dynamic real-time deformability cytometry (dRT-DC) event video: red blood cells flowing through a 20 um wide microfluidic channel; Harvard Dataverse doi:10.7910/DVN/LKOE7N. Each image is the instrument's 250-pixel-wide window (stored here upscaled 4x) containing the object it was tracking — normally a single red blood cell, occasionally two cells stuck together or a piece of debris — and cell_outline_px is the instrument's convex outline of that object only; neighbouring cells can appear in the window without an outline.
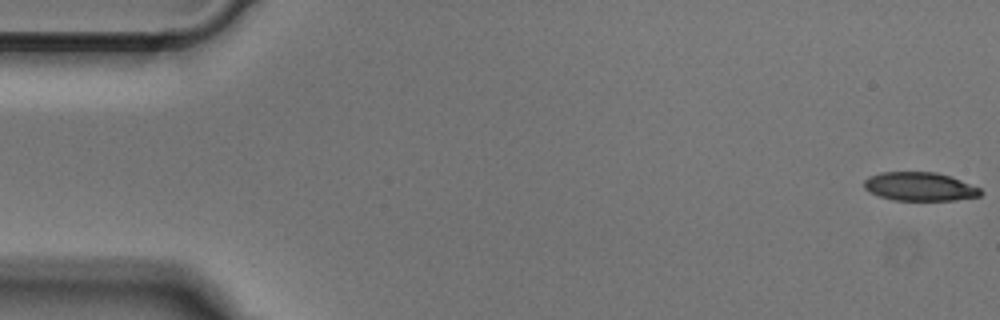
{"species": "Egyptian fruit bat (a non-hibernating species)", "species_latin": "Rousettus aegyptiacus", "temperature_condition": "cold", "stored_images_in_passage": 51, "camera_frame_rate_fps": 3000, "um_per_image_px": 0.085, "animal": {"sex": "male"}, "frame": {"image": 1, "passage_image": 1, "time_ms": 0.0, "image_size_px": [1000, 320], "cell_outline_px": [[984, 192], [980, 196], [956, 200], [892, 200], [880, 196], [864, 188], [864, 180], [868, 176], [880, 172], [936, 172], [960, 180], [980, 188]], "centroid_in_image_um": [78.18, 15.86], "position_along_channel_um": 6.8, "area_um2": 19.36}}
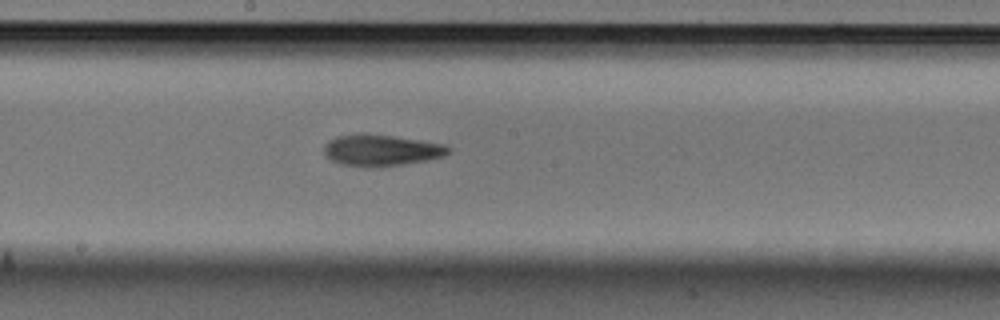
{"frame": {"image": 2, "passage_image": 27, "time_ms": 8.667, "image_size_px": [1000, 320], "cell_outline_px": [[452, 152], [444, 156], [428, 160], [380, 168], [364, 168], [340, 164], [332, 160], [324, 152], [324, 144], [328, 140], [336, 136], [392, 136], [444, 144], [452, 148]], "centroid_in_image_um": [32.45, 12.83], "position_along_channel_um": 215.7, "area_um2": 22.48}}
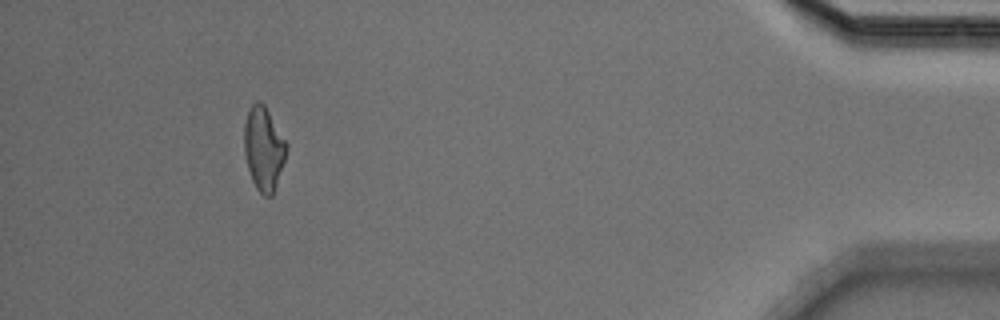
{"frame": {"image": 3, "passage_image": 47, "time_ms": 15.333, "image_size_px": [1000, 320], "cell_outline_px": [[288, 148], [272, 196], [264, 196], [256, 188], [252, 180], [248, 168], [244, 152], [244, 124], [248, 112], [252, 104], [256, 100], [260, 100], [264, 104], [288, 144]], "centroid_in_image_um": [22.41, 12.6], "position_along_channel_um": 412.8, "area_um2": 20.46}}